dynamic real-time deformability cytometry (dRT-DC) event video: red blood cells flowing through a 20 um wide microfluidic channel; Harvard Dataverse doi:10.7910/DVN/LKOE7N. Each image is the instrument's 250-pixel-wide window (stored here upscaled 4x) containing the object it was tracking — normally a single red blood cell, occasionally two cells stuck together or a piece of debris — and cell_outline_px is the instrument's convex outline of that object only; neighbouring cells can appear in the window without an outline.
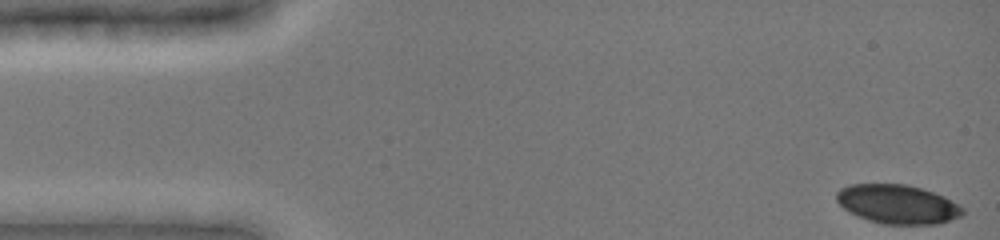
{"species": "common noctule bat (a hibernating species)", "species_latin": "Nyctalus noctula", "temperature_condition": "cold", "stored_images_in_passage": 44, "segment_of_instrument_passage": [1, 2], "camera_frame_rate_fps": 3000, "um_per_image_px": 0.085, "animal": {"sex": "female", "body_mass_g": 19.0, "forearm_length_mm": 51.5}, "frame": {"image": 1, "passage_image": 1, "time_ms": 0.0, "image_size_px": [1000, 240], "cell_outline_px": [[964, 212], [960, 216], [936, 224], [884, 224], [868, 220], [848, 212], [836, 200], [836, 192], [840, 188], [848, 184], [904, 184], [920, 188], [944, 196], [952, 200], [964, 208]], "centroid_in_image_um": [76.26, 17.35], "position_along_channel_um": 8.7, "area_um2": 28.61}}
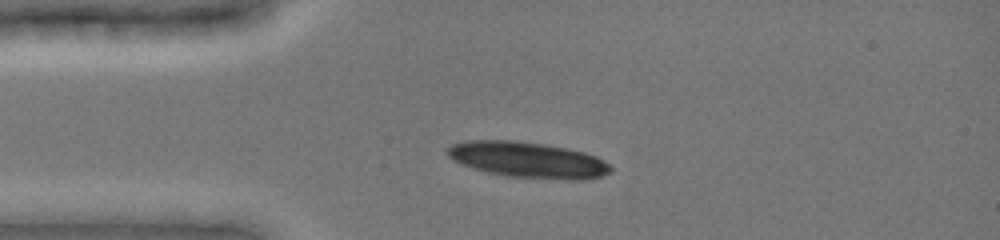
{"frame": {"image": 2, "passage_image": 11, "time_ms": 3.333, "image_size_px": [1000, 240], "cell_outline_px": [[612, 172], [588, 180], [572, 180], [504, 176], [472, 168], [452, 160], [448, 156], [448, 148], [452, 144], [468, 140], [512, 140], [544, 144], [568, 148], [584, 152], [596, 156], [604, 160], [612, 168]], "centroid_in_image_um": [44.89, 13.59], "position_along_channel_um": 40.1, "area_um2": 34.22}}